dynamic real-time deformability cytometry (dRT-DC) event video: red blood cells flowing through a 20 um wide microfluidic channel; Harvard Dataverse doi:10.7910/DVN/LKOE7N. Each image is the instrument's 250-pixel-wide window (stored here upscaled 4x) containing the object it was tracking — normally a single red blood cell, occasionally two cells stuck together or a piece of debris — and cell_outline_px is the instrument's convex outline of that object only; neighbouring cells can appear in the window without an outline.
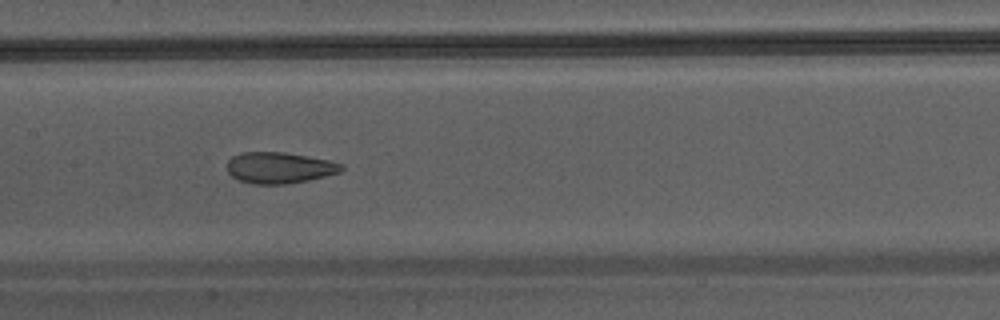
{"species": "Egyptian fruit bat (a non-hibernating species)", "species_latin": "Rousettus aegyptiacus", "temperature_condition": "warm", "stored_images_in_passage": 40, "camera_frame_rate_fps": 3000, "um_per_image_px": 0.085, "animal": {"sex": "male"}, "frame": {"image": 1, "passage_image": 18, "time_ms": 5.667, "image_size_px": [1000, 320], "cell_outline_px": [[344, 168], [340, 172], [308, 180], [288, 184], [252, 184], [240, 180], [232, 176], [228, 172], [228, 160], [232, 156], [240, 152], [284, 152], [328, 160], [344, 164]], "centroid_in_image_um": [23.74, 14.26], "position_along_channel_um": 183.7, "area_um2": 20.75}}